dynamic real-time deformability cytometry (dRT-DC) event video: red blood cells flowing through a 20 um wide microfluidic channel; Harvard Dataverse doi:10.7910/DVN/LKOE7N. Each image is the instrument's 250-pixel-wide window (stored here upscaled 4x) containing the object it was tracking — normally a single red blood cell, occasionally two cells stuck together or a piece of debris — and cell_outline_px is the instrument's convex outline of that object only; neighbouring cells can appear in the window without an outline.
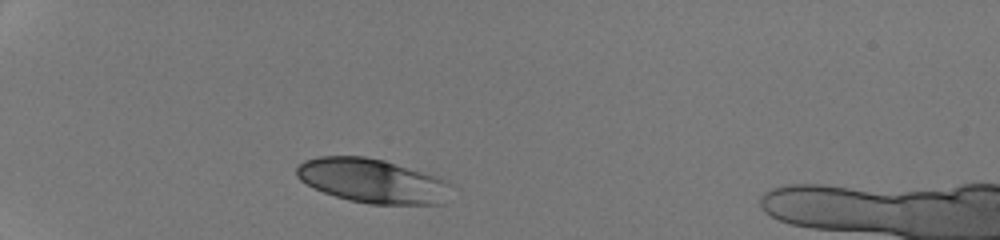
{"species": "human", "species_latin": "Homo sapiens", "temperature_condition": "room temperature", "stored_images_in_passage": 30, "camera_frame_rate_fps": 3000, "um_per_image_px": 0.085, "donor": {"sex": "male"}, "frame": {"image": 1, "passage_image": 1, "time_ms": 0.0, "image_size_px": [1000, 240], "cell_outline_px": [[448, 184], [444, 204], [368, 204], [348, 200], [324, 192], [300, 180], [296, 176], [296, 168], [304, 160], [320, 156], [364, 156], [384, 160], [424, 172], [448, 180]], "centroid_in_image_um": [31.62, 15.36], "position_along_channel_um": 53.4, "area_um2": 39.54}}
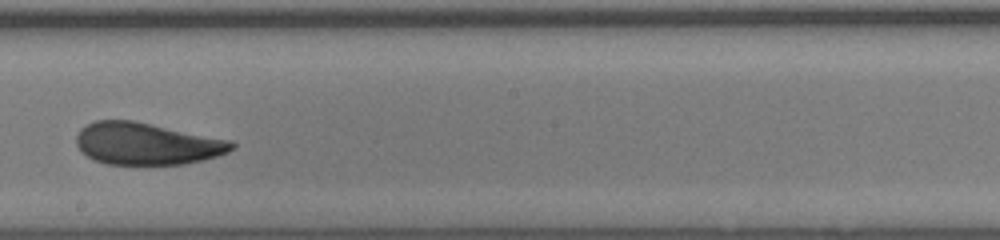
{"frame": {"image": 2, "passage_image": 16, "time_ms": 5.0, "image_size_px": [1000, 240], "cell_outline_px": [[236, 148], [228, 152], [204, 160], [184, 164], [108, 164], [92, 160], [80, 152], [76, 144], [76, 136], [80, 128], [96, 120], [132, 120], [232, 140], [236, 144]], "centroid_in_image_um": [12.46, 12.22], "position_along_channel_um": 235.7, "area_um2": 38.32}}
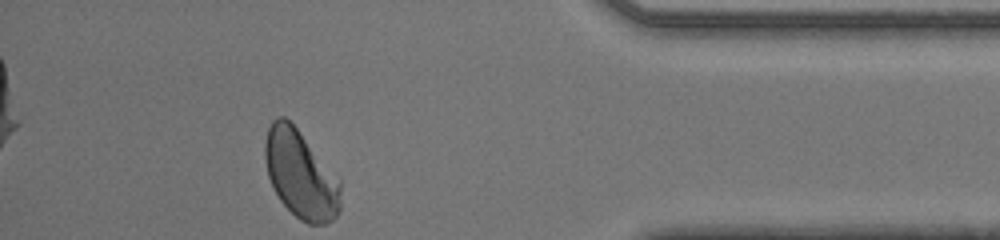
{"frame": {"image": 3, "passage_image": 30, "time_ms": 9.667, "image_size_px": [1000, 240], "cell_outline_px": [[340, 212], [332, 220], [324, 224], [308, 224], [300, 220], [280, 200], [268, 176], [264, 156], [264, 144], [268, 128], [272, 120], [276, 116], [284, 116], [296, 128], [340, 180]], "centroid_in_image_um": [25.54, 14.83], "position_along_channel_um": 409.7, "area_um2": 38.32}, "authors_computed_cell_mechanics": {"area_um2": 38.6393, "velocity_mm_per_s": 4.2622, "shape_relaxation_time_tau1_ms": 3.662, "shape_relaxation_time_tau2_ms": 0.7021, "deformation_change_tau1": 0.1052, "deformation_change_tau2": 0.0471}}